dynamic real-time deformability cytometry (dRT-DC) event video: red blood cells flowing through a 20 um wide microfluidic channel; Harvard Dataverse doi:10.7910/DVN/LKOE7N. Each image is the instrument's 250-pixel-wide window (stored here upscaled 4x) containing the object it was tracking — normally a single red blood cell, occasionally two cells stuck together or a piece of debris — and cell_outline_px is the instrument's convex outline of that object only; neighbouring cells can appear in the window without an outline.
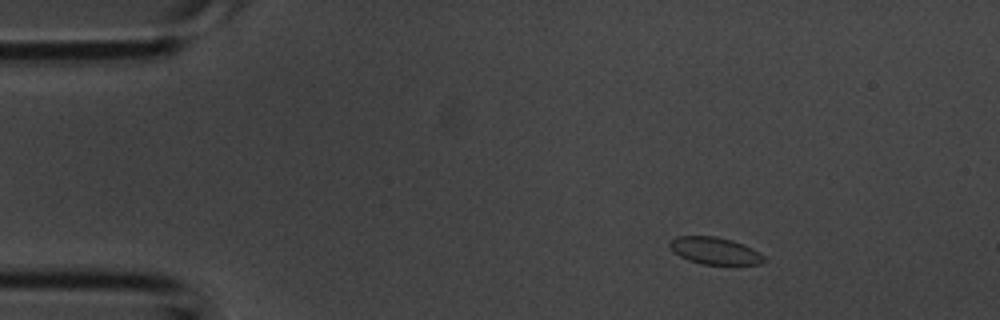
{"species": "common noctule bat (a hibernating species)", "species_latin": "Nyctalus noctula", "temperature_condition": "room temperature", "stored_images_in_passage": 4, "camera_frame_rate_fps": 3000, "um_per_image_px": 0.085, "animal": {"sex": "male", "body_mass_g": 20.1, "forearm_length_mm": 53.5}, "frame": {"image": 1, "passage_image": 2, "time_ms": 0.333, "image_size_px": [1000, 320], "cell_outline_px": [[768, 260], [760, 264], [704, 264], [688, 260], [680, 256], [668, 244], [668, 240], [676, 236], [716, 236], [732, 240], [744, 244], [752, 248], [764, 256]], "centroid_in_image_um": [60.77, 21.3], "position_along_channel_um": 24.2, "area_um2": 14.85}}
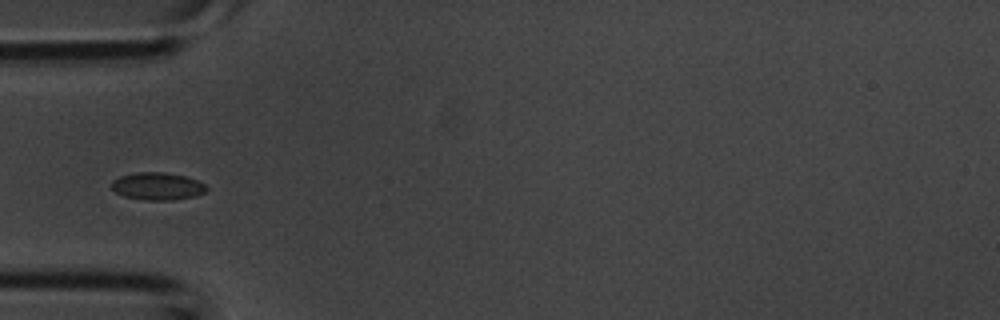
{"frame": {"image": 2, "passage_image": 4, "time_ms": 1.0, "image_size_px": [1000, 320], "cell_outline_px": [[208, 188], [204, 192], [196, 196], [172, 200], [144, 200], [124, 196], [116, 192], [112, 188], [112, 180], [120, 176], [136, 172], [164, 172], [184, 176], [196, 180], [204, 184]], "centroid_in_image_um": [13.37, 15.83], "position_along_channel_um": 71.6, "area_um2": 15.14}}